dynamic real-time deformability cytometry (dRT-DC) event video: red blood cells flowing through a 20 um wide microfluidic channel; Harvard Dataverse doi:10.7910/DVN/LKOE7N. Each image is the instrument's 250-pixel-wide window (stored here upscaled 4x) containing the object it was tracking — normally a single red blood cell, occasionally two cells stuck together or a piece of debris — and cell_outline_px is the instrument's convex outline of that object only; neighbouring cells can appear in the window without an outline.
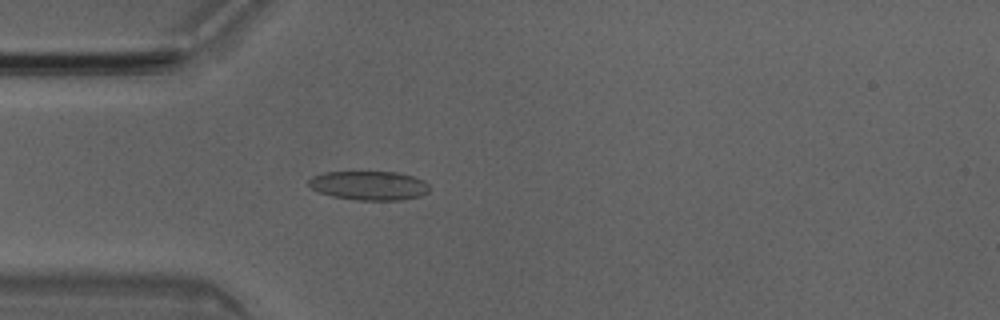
{"species": "Egyptian fruit bat (a non-hibernating species)", "species_latin": "Rousettus aegyptiacus", "temperature_condition": "room temperature", "stored_images_in_passage": 50, "camera_frame_rate_fps": 3000, "um_per_image_px": 0.085, "animal": {"sex": "male"}, "frame": {"image": 1, "passage_image": 14, "time_ms": 4.333, "image_size_px": [1000, 320], "cell_outline_px": [[428, 192], [420, 196], [400, 200], [356, 200], [332, 196], [320, 192], [312, 188], [308, 184], [308, 180], [312, 176], [324, 172], [396, 172], [412, 176], [424, 180], [428, 184]], "centroid_in_image_um": [31.36, 15.77], "position_along_channel_um": 53.6, "area_um2": 20.4}}
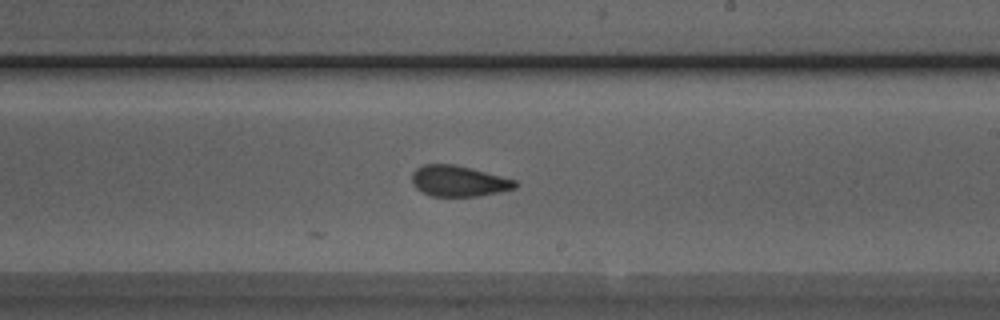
{"frame": {"image": 2, "passage_image": 29, "time_ms": 9.333, "image_size_px": [1000, 320], "cell_outline_px": [[520, 184], [516, 188], [500, 192], [476, 196], [432, 196], [416, 188], [412, 184], [412, 172], [416, 168], [424, 164], [456, 164], [472, 168], [516, 180]], "centroid_in_image_um": [39.0, 15.38], "position_along_channel_um": 250.0, "area_um2": 18.67}}
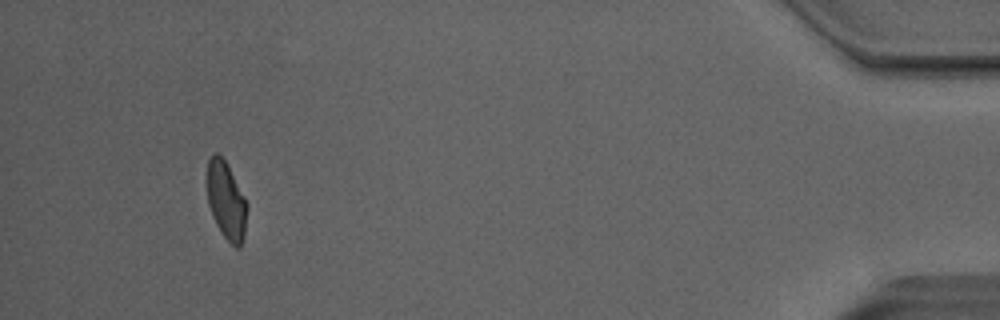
{"frame": {"image": 3, "passage_image": 47, "time_ms": 15.333, "image_size_px": [1000, 320], "cell_outline_px": [[248, 204], [244, 240], [240, 248], [236, 248], [224, 236], [216, 224], [208, 204], [208, 160], [212, 152], [216, 152], [224, 160], [244, 196]], "centroid_in_image_um": [19.25, 17.09], "position_along_channel_um": 415.9, "area_um2": 17.86}, "authors_computed_cell_mechanics": {"area_um2": 19.1318, "velocity_mm_per_s": 4.0355, "shape_relaxation_time_tau1_ms": null, "shape_relaxation_time_tau2_ms": 1.5751, "deformation_change_tau1": null, "deformation_change_tau2": 0.0768}}